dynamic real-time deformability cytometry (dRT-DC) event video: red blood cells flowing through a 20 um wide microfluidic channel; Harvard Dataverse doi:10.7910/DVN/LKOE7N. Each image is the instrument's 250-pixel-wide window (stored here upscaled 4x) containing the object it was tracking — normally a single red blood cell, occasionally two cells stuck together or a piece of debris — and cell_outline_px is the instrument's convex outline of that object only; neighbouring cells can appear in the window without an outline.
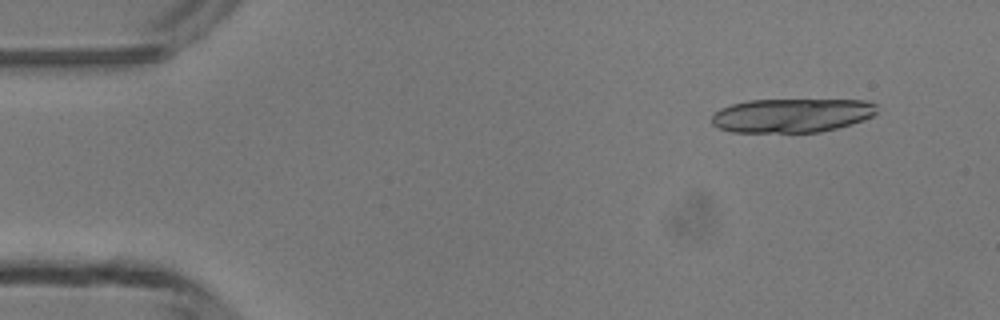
{"species": "common noctule bat (a hibernating species)", "species_latin": "Nyctalus noctula", "temperature_condition": "room temperature", "stored_images_in_passage": 5, "camera_frame_rate_fps": 3000, "um_per_image_px": 0.085, "animal": {"sex": "male", "body_mass_g": 13.3}, "frame": {"image": 1, "passage_image": 1, "time_ms": 0.0, "image_size_px": [1000, 320], "cell_outline_px": [[876, 112], [872, 116], [864, 120], [836, 128], [820, 132], [732, 132], [716, 128], [712, 124], [712, 116], [720, 108], [732, 104], [748, 100], [864, 100], [876, 104]], "centroid_in_image_um": [67.27, 9.81], "position_along_channel_um": 17.7, "area_um2": 32.71}}